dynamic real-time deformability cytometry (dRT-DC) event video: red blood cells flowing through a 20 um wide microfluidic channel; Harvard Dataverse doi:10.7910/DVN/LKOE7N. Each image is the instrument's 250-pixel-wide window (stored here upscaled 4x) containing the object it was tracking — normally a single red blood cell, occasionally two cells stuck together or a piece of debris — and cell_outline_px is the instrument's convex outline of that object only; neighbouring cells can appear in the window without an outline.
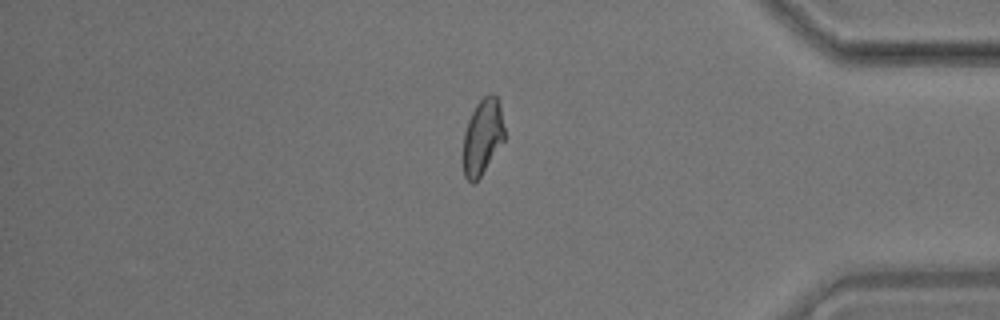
{"species": "common noctule bat (a hibernating species)", "species_latin": "Nyctalus noctula", "temperature_condition": "room temperature", "stored_images_in_passage": 51, "camera_frame_rate_fps": 3000, "um_per_image_px": 0.085, "animal": {"sex": "male", "body_mass_g": 17.9}, "frame": {"image": 1, "passage_image": 51, "time_ms": 16.667, "image_size_px": [1000, 320], "cell_outline_px": [[508, 136], [480, 176], [472, 184], [464, 176], [464, 132], [468, 120], [476, 104], [484, 96], [492, 92], [496, 96], [500, 108]], "centroid_in_image_um": [41.06, 11.6], "position_along_channel_um": 394.1, "area_um2": 18.32}}